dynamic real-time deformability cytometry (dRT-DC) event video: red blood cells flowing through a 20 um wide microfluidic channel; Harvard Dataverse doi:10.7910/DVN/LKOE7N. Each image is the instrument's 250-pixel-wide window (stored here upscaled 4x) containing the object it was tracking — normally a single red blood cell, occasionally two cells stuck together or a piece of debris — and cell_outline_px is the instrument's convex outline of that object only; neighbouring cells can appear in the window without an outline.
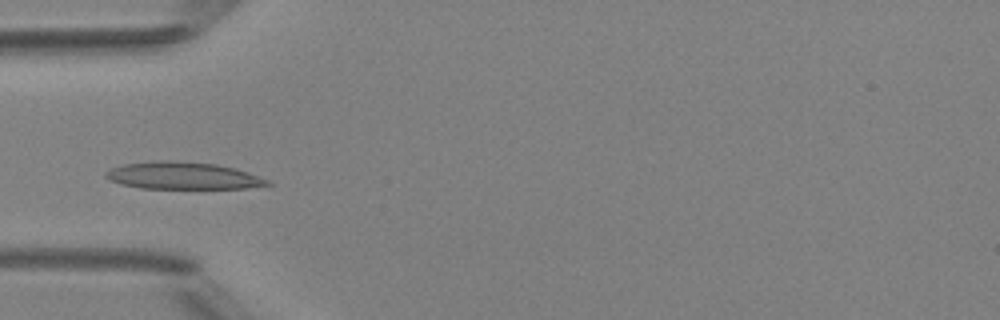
{"species": "Egyptian fruit bat (a non-hibernating species)", "species_latin": "Rousettus aegyptiacus", "temperature_condition": "room temperature", "stored_images_in_passage": 45, "camera_frame_rate_fps": 3000, "um_per_image_px": 0.085, "animal": {"sex": "female"}, "frame": {"image": 1, "passage_image": 12, "time_ms": 3.667, "image_size_px": [1000, 320], "cell_outline_px": [[272, 184], [244, 188], [140, 188], [120, 184], [108, 180], [104, 176], [104, 172], [112, 168], [124, 164], [160, 160], [172, 160], [216, 164], [236, 168], [268, 180]], "centroid_in_image_um": [15.48, 14.93], "position_along_channel_um": 69.5, "area_um2": 25.49}}
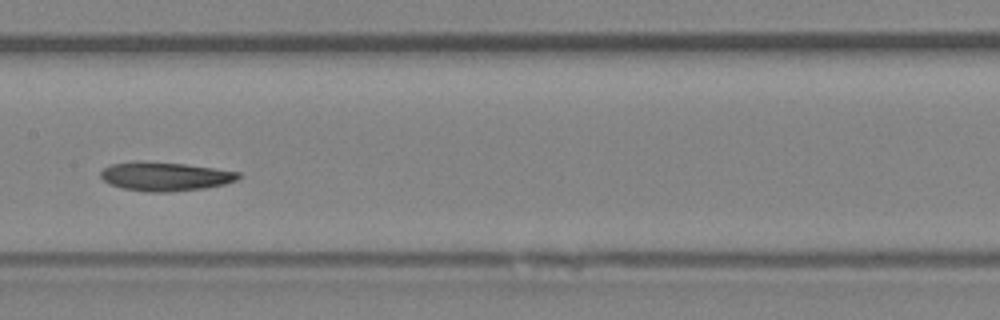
{"frame": {"image": 2, "passage_image": 21, "time_ms": 6.667, "image_size_px": [1000, 320], "cell_outline_px": [[240, 176], [236, 180], [224, 184], [204, 188], [168, 192], [144, 192], [124, 188], [108, 184], [100, 176], [100, 172], [104, 168], [112, 164], [136, 160], [140, 160], [184, 164], [240, 172]], "centroid_in_image_um": [13.98, 14.99], "position_along_channel_um": 193.4, "area_um2": 23.18}}
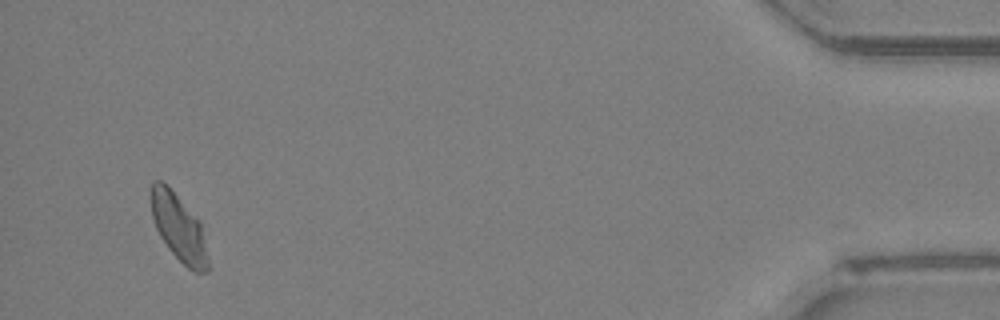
{"frame": {"image": 3, "passage_image": 43, "time_ms": 14.0, "image_size_px": [1000, 320], "cell_outline_px": [[208, 272], [192, 272], [168, 248], [160, 236], [156, 228], [152, 216], [152, 180], [160, 180], [168, 184], [200, 220], [208, 260]], "centroid_in_image_um": [15.2, 19.32], "position_along_channel_um": 420.0, "area_um2": 22.14}, "authors_computed_cell_mechanics": {"area_um2": 23.0622, "velocity_mm_per_s": 4.1602, "shape_relaxation_time_tau1_ms": null, "shape_relaxation_time_tau2_ms": 5.882, "deformation_change_tau1": null, "deformation_change_tau2": 0.0844}}